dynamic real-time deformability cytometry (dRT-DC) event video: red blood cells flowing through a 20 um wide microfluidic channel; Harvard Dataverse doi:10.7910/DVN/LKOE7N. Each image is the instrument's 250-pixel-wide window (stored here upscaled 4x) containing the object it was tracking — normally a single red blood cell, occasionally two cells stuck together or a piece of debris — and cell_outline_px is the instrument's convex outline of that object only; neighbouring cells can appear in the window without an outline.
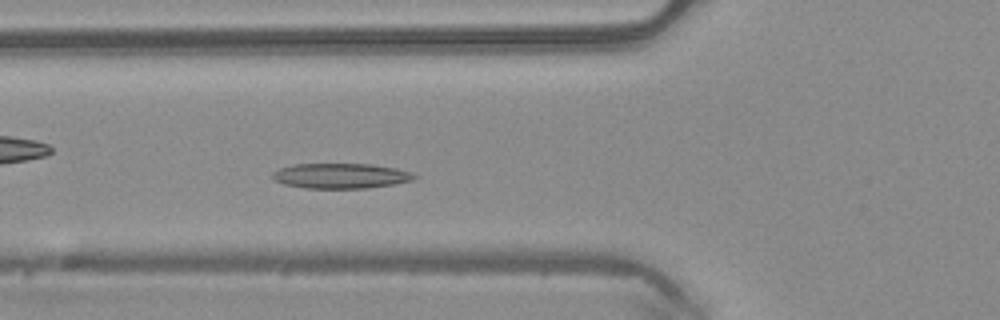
{"species": "common noctule bat (a hibernating species)", "species_latin": "Nyctalus noctula", "temperature_condition": "warm", "stored_images_in_passage": 34, "camera_frame_rate_fps": 3000, "um_per_image_px": 0.085, "animal": {"sex": "male", "body_mass_g": 20.4}, "frame": {"image": 1, "passage_image": 9, "time_ms": 2.667, "image_size_px": [1000, 320], "cell_outline_px": [[420, 176], [412, 180], [392, 184], [364, 188], [304, 188], [284, 184], [276, 180], [272, 176], [272, 172], [280, 168], [296, 164], [372, 164], [396, 168], [412, 172]], "centroid_in_image_um": [28.99, 14.94], "position_along_channel_um": 96.8, "area_um2": 20.69}}
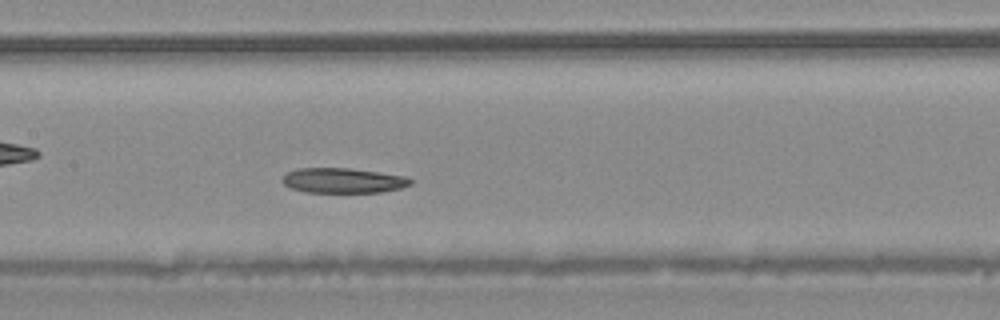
{"frame": {"image": 2, "passage_image": 15, "time_ms": 4.667, "image_size_px": [1000, 320], "cell_outline_px": [[412, 184], [400, 188], [380, 192], [304, 192], [292, 188], [284, 184], [280, 180], [280, 176], [284, 172], [296, 168], [348, 168], [380, 172], [404, 176], [412, 180]], "centroid_in_image_um": [29.08, 15.33], "position_along_channel_um": 178.3, "area_um2": 18.84}}
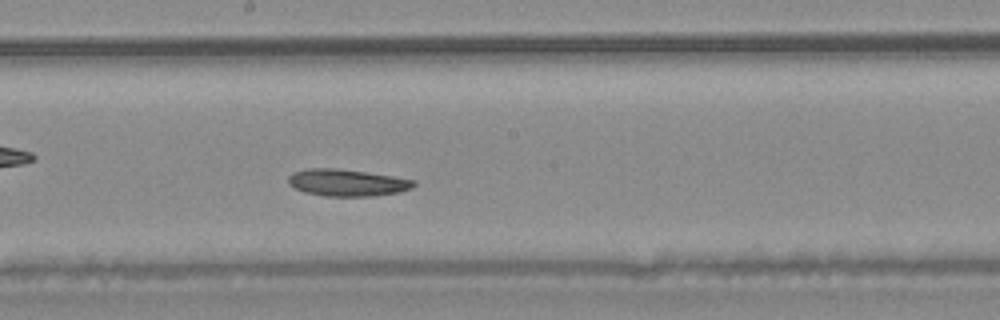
{"frame": {"image": 3, "passage_image": 18, "time_ms": 5.667, "image_size_px": [1000, 320], "cell_outline_px": [[416, 184], [412, 188], [400, 192], [372, 196], [324, 196], [304, 192], [292, 188], [288, 184], [288, 176], [292, 172], [308, 168], [336, 168], [392, 176], [416, 180]], "centroid_in_image_um": [29.46, 15.53], "position_along_channel_um": 218.7, "area_um2": 19.83}, "authors_computed_cell_mechanics": {"area_um2": 20.5479, "velocity_mm_per_s": 4.0554, "shape_relaxation_time_tau1_ms": 7.1032, "shape_relaxation_time_tau2_ms": null, "deformation_change_tau1": 0.1175, "deformation_change_tau2": null}}